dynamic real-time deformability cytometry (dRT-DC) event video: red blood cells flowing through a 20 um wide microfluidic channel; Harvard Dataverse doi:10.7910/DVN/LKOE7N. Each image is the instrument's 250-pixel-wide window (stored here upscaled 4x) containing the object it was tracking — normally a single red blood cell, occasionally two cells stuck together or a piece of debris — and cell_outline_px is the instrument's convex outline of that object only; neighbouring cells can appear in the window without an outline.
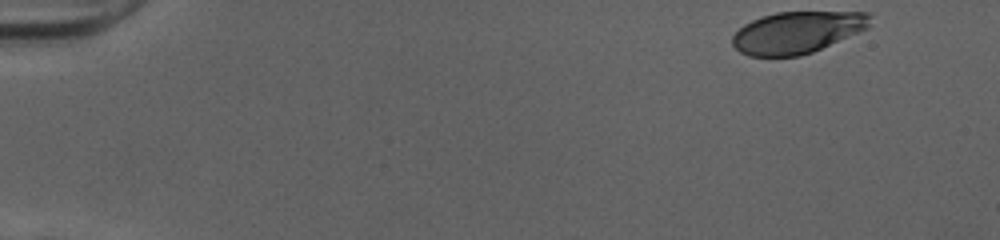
{"species": "human", "species_latin": "Homo sapiens", "temperature_condition": "cold", "stored_images_in_passage": 48, "camera_frame_rate_fps": 3000, "um_per_image_px": 0.085, "donor": {"sex": "female"}, "frame": {"image": 1, "passage_image": 1, "time_ms": 0.0, "image_size_px": [1000, 240], "cell_outline_px": [[872, 16], [868, 28], [812, 52], [800, 56], [748, 56], [740, 52], [732, 44], [732, 36], [744, 24], [752, 20], [776, 12], [868, 12]], "centroid_in_image_um": [67.75, 2.75], "position_along_channel_um": 17.2, "area_um2": 33.41}}
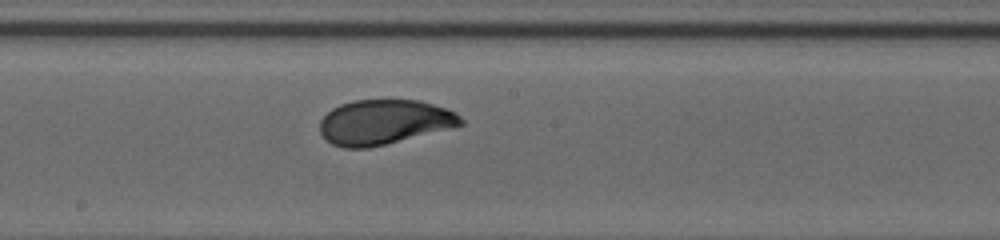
{"frame": {"image": 2, "passage_image": 26, "time_ms": 8.333, "image_size_px": [1000, 240], "cell_outline_px": [[464, 124], [368, 148], [344, 148], [332, 144], [320, 132], [320, 120], [332, 108], [340, 104], [352, 100], [420, 100], [456, 112], [464, 120]], "centroid_in_image_um": [32.62, 10.36], "position_along_channel_um": 215.6, "area_um2": 36.36}}
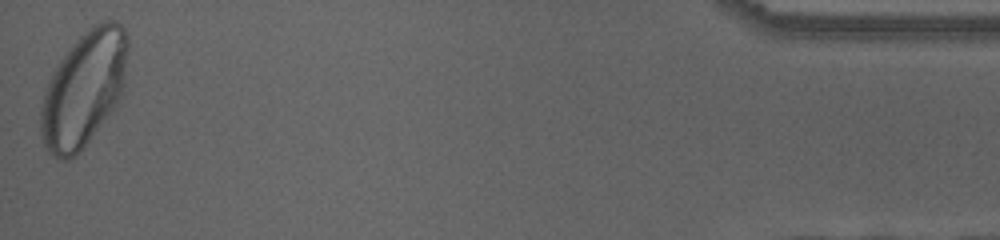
{"frame": {"image": 3, "passage_image": 48, "time_ms": 15.667, "image_size_px": [1000, 240], "cell_outline_px": [[128, 52], [124, 84], [120, 96], [116, 104], [80, 152], [68, 160], [64, 160], [48, 152], [44, 148], [40, 132], [40, 108], [44, 92], [48, 80], [52, 72], [60, 60], [72, 44], [88, 28], [104, 20], [112, 20], [120, 24], [124, 28], [128, 36]], "centroid_in_image_um": [7.11, 7.55], "position_along_channel_um": 428.1, "area_um2": 58.38}, "authors_computed_cell_mechanics": {"area_um2": 37.4255, "velocity_mm_per_s": 3.9953, "shape_relaxation_time_tau1_ms": 3.8575, "shape_relaxation_time_tau2_ms": null, "deformation_change_tau1": 0.1632, "deformation_change_tau2": null}}